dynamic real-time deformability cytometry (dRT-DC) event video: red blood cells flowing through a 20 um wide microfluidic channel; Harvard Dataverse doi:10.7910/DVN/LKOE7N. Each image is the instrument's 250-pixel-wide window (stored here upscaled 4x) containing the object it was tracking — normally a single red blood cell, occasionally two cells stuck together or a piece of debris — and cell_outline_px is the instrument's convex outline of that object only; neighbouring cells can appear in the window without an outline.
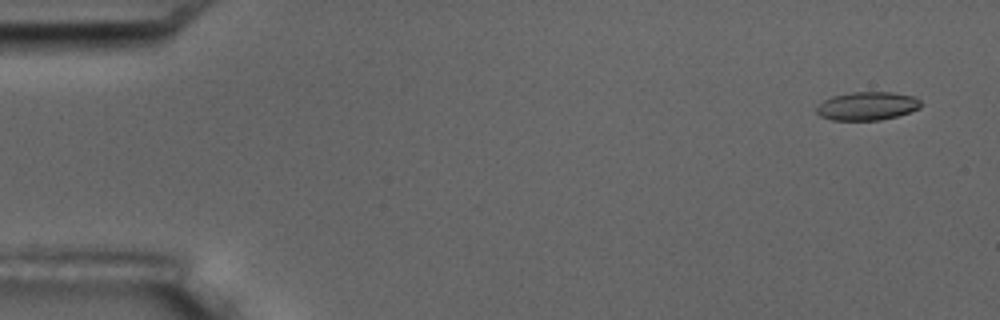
{"species": "common noctule bat (a hibernating species)", "species_latin": "Nyctalus noctula", "temperature_condition": "room temperature", "stored_images_in_passage": 6, "segment_of_instrument_passage": [1, 2], "camera_frame_rate_fps": 3000, "um_per_image_px": 0.085, "animal": {"sex": "male", "body_mass_g": 17.5, "forearm_length_mm": 52.3}, "frame": {"image": 1, "passage_image": 1, "time_ms": 0.0, "image_size_px": [1000, 320], "cell_outline_px": [[920, 108], [896, 116], [880, 120], [832, 120], [820, 116], [816, 112], [816, 108], [824, 100], [832, 96], [852, 92], [892, 92], [916, 96], [920, 100]], "centroid_in_image_um": [73.71, 9.0], "position_along_channel_um": 11.3, "area_um2": 17.22}}